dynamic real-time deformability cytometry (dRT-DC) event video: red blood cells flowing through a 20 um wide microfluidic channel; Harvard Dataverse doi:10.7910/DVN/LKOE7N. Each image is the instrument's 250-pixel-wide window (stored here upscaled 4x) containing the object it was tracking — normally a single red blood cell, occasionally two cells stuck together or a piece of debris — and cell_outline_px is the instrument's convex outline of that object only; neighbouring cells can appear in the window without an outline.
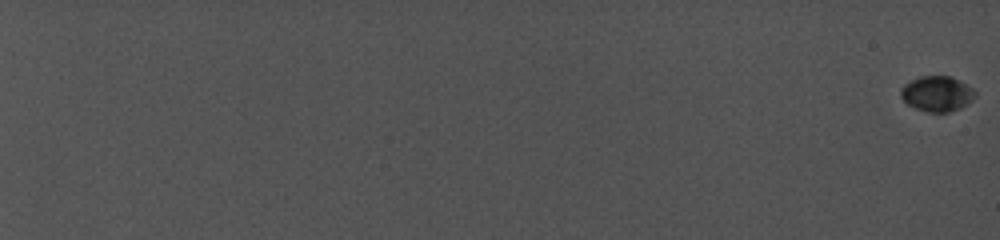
{"species": "common noctule bat (a hibernating species)", "species_latin": "Nyctalus noctula", "temperature_condition": "cold", "stored_images_in_passage": 83, "camera_frame_rate_fps": 5000, "um_per_image_px": 0.085, "animal": {"sex": "female", "body_mass_g": 19.0, "forearm_length_mm": 56.7}, "frame": {"image": 1, "passage_image": 1, "time_ms": 0.0, "image_size_px": [1000, 240], "cell_outline_px": [[976, 96], [968, 104], [960, 108], [948, 112], [928, 112], [916, 108], [908, 104], [900, 96], [900, 88], [904, 84], [920, 76], [952, 76], [960, 80], [972, 88], [976, 92]], "centroid_in_image_um": [79.66, 7.96], "position_along_channel_um": 5.3, "area_um2": 15.37}}
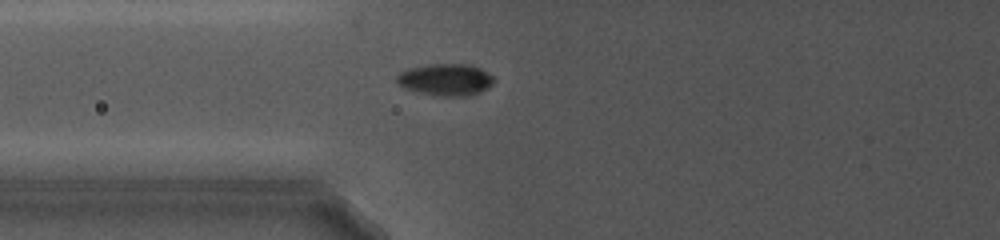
{"frame": {"image": 2, "passage_image": 46, "time_ms": 11.0, "image_size_px": [1000, 240], "cell_outline_px": [[496, 80], [488, 88], [480, 92], [468, 96], [440, 96], [420, 92], [404, 88], [396, 80], [396, 76], [400, 72], [408, 68], [428, 64], [472, 64], [480, 68], [492, 76]], "centroid_in_image_um": [37.9, 6.76], "position_along_channel_um": 87.9, "area_um2": 18.09}}
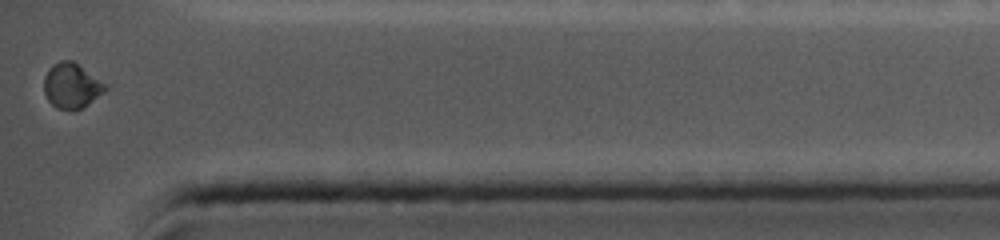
{"frame": {"image": 3, "passage_image": 83, "time_ms": 19.8, "image_size_px": [1000, 240], "cell_outline_px": [[108, 88], [88, 104], [72, 112], [68, 112], [56, 108], [48, 100], [44, 92], [44, 76], [48, 68], [52, 64], [60, 60], [72, 60], [108, 84]], "centroid_in_image_um": [6.07, 7.29], "position_along_channel_um": 429.1, "area_um2": 16.42}, "authors_computed_cell_mechanics": {"area_um2": 15.9528, "velocity_mm_per_s": 3.9264, "shape_relaxation_time_tau1_ms": 2.6347, "shape_relaxation_time_tau2_ms": null, "deformation_change_tau1": 0.0668, "deformation_change_tau2": null}}